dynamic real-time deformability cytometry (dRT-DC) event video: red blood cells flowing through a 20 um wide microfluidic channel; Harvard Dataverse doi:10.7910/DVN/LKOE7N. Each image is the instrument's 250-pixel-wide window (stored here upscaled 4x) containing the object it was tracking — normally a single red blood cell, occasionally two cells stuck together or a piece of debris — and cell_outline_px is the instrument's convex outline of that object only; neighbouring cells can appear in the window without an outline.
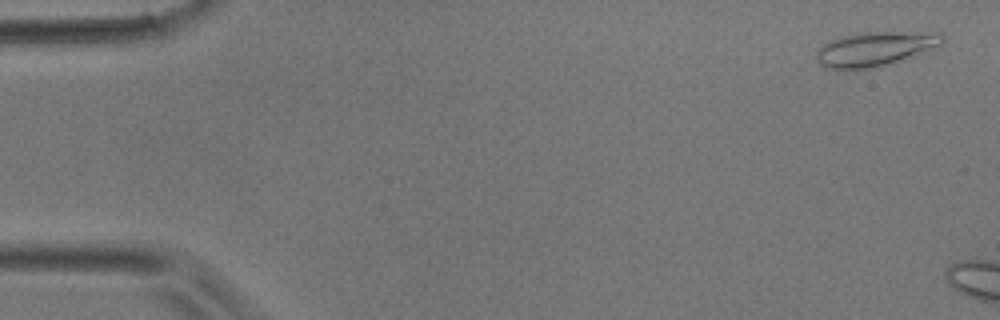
{"species": "common noctule bat (a hibernating species)", "species_latin": "Nyctalus noctula", "temperature_condition": "room temperature", "stored_images_in_passage": 9, "camera_frame_rate_fps": 3000, "um_per_image_px": 0.085, "animal": {"sex": "male", "body_mass_g": 17.9}, "frame": {"image": 1, "passage_image": 2, "time_ms": 0.333, "image_size_px": [1000, 320], "cell_outline_px": [[944, 40], [940, 44], [920, 52], [888, 64], [876, 68], [844, 72], [824, 68], [816, 60], [816, 52], [824, 44], [840, 36], [860, 32], [940, 32], [944, 36]], "centroid_in_image_um": [74.27, 4.18], "position_along_channel_um": 10.7, "area_um2": 25.49}}